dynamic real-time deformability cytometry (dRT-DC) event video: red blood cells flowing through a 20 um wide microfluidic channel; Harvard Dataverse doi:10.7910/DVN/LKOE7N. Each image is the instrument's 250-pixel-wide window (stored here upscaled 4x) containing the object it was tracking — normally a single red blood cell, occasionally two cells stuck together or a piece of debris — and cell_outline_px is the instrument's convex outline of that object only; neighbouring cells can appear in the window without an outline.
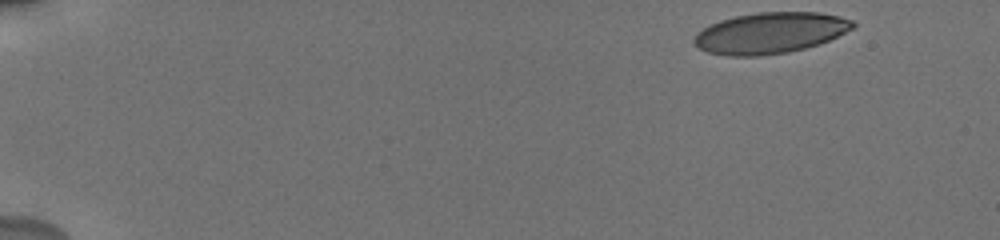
{"species": "human", "species_latin": "Homo sapiens", "temperature_condition": "cold", "stored_images_in_passage": 15, "camera_frame_rate_fps": 3000, "um_per_image_px": 0.085, "donor": {"sex": "male"}, "frame": {"image": 1, "passage_image": 1, "time_ms": 0.0, "image_size_px": [1000, 240], "cell_outline_px": [[856, 24], [852, 28], [828, 40], [804, 48], [788, 52], [760, 56], [728, 56], [708, 52], [700, 48], [692, 40], [696, 32], [720, 20], [736, 16], [756, 12], [820, 12], [852, 20]], "centroid_in_image_um": [65.43, 2.8], "position_along_channel_um": 19.6, "area_um2": 37.63}}
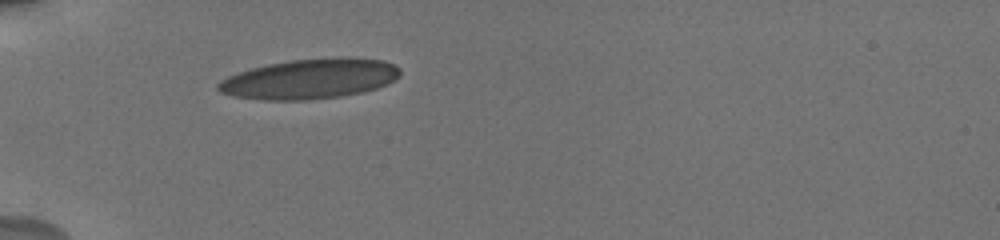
{"frame": {"image": 2, "passage_image": 14, "time_ms": 4.333, "image_size_px": [1000, 240], "cell_outline_px": [[400, 76], [388, 84], [376, 88], [360, 92], [340, 96], [308, 100], [260, 100], [232, 96], [220, 92], [216, 88], [216, 84], [220, 80], [228, 76], [252, 68], [268, 64], [292, 60], [340, 56], [352, 56], [384, 60], [400, 68]], "centroid_in_image_um": [26.34, 6.69], "position_along_channel_um": 58.7, "area_um2": 42.77}}